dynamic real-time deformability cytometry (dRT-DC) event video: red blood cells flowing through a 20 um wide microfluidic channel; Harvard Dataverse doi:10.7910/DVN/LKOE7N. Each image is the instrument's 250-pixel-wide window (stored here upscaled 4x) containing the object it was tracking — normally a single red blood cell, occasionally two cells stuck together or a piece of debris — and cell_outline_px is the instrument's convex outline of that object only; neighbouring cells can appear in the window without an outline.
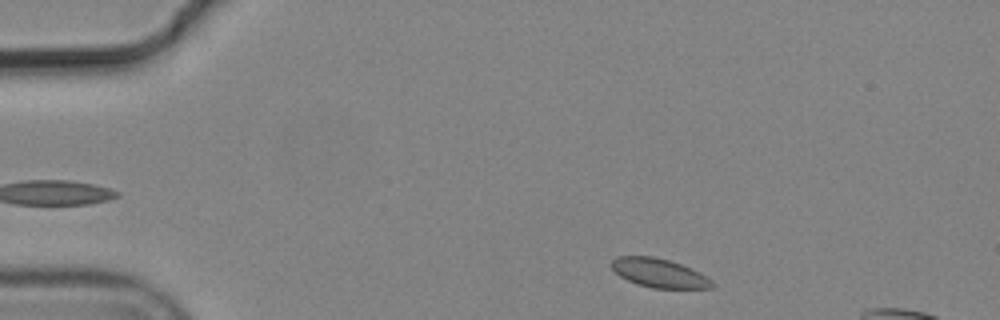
{"species": "common noctule bat (a hibernating species)", "species_latin": "Nyctalus noctula", "temperature_condition": "cold", "stored_images_in_passage": 3, "camera_frame_rate_fps": 3000, "um_per_image_px": 0.085, "animal": {"sex": "male", "body_mass_g": 19.2, "forearm_length_mm": 51.8}, "frame": {"image": 1, "passage_image": 3, "time_ms": 0.667, "image_size_px": [1000, 320], "cell_outline_px": [[716, 284], [712, 288], [652, 288], [636, 284], [620, 276], [612, 268], [612, 260], [616, 256], [652, 256], [668, 260], [692, 268], [700, 272], [712, 280]], "centroid_in_image_um": [56.05, 23.21], "position_along_channel_um": 28.9, "area_um2": 16.94}}